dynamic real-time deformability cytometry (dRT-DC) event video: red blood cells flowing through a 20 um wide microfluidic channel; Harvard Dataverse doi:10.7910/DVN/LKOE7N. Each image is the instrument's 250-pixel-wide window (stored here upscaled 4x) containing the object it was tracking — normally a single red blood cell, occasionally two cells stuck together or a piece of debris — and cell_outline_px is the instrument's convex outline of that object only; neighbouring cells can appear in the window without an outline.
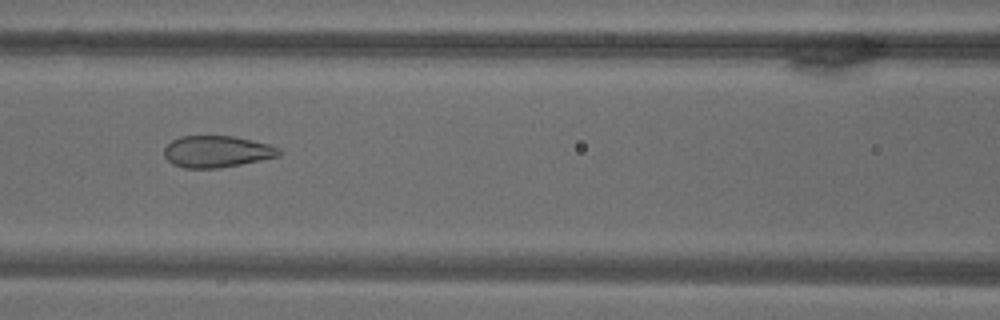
{"species": "common noctule bat (a hibernating species)", "species_latin": "Nyctalus noctula", "temperature_condition": "warm", "stored_images_in_passage": 70, "camera_frame_rate_fps": 3000, "um_per_image_px": 0.085, "animal": {"sex": "male", "body_mass_g": 18.8}, "frame": {"image": 1, "passage_image": 31, "time_ms": 10.0, "image_size_px": [1000, 320], "cell_outline_px": [[284, 152], [280, 156], [220, 168], [184, 168], [172, 164], [164, 156], [164, 148], [172, 140], [180, 136], [232, 136], [252, 140], [268, 144], [280, 148]], "centroid_in_image_um": [18.44, 12.88], "position_along_channel_um": 148.2, "area_um2": 21.27}}
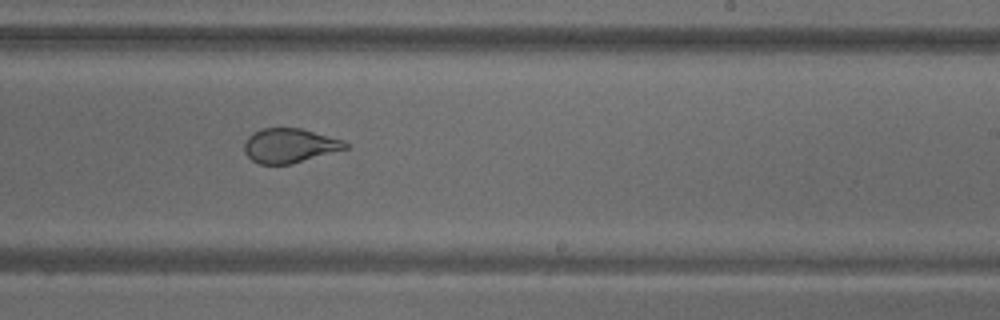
{"frame": {"image": 2, "passage_image": 43, "time_ms": 14.0, "image_size_px": [1000, 320], "cell_outline_px": [[348, 148], [292, 164], [260, 164], [252, 160], [244, 152], [244, 140], [252, 132], [260, 128], [300, 128], [344, 140], [348, 144]], "centroid_in_image_um": [24.59, 12.37], "position_along_channel_um": 264.4, "area_um2": 20.35}}
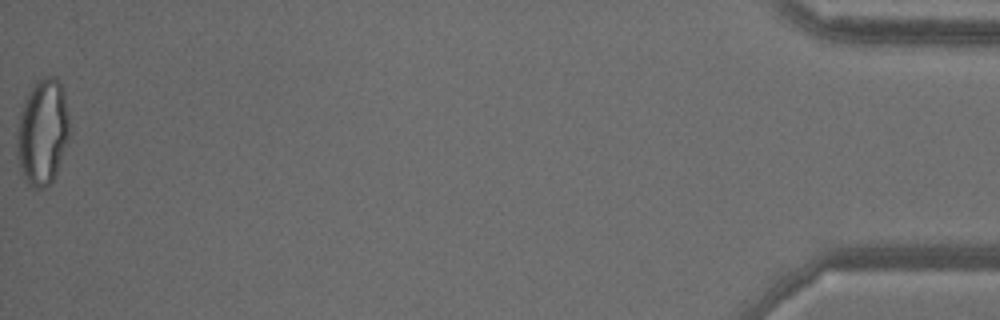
{"frame": {"image": 3, "passage_image": 70, "time_ms": 23.0, "image_size_px": [1000, 320], "cell_outline_px": [[68, 136], [56, 172], [52, 180], [44, 188], [36, 188], [28, 184], [24, 180], [20, 168], [16, 152], [16, 136], [20, 112], [24, 100], [32, 84], [44, 76], [56, 76], [60, 80], [64, 92], [68, 112]], "centroid_in_image_um": [3.58, 11.17], "position_along_channel_um": 431.6, "area_um2": 32.43}}